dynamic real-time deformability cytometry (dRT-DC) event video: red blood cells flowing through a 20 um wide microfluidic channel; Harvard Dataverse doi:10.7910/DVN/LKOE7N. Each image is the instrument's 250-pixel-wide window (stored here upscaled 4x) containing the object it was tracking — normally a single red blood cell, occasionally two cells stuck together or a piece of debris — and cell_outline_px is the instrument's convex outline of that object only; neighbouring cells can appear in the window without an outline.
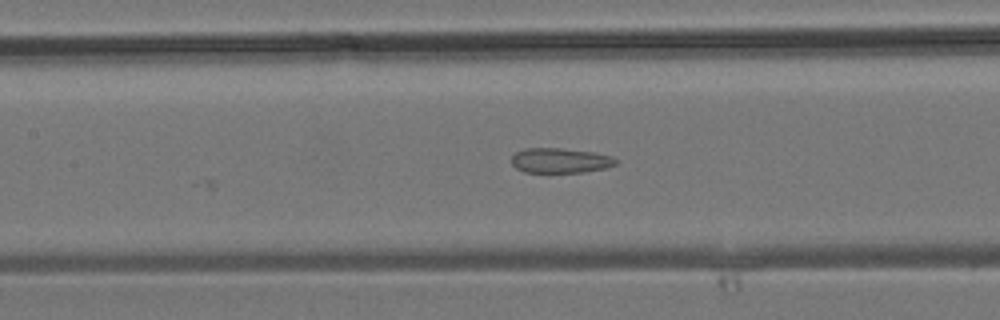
{"species": "common noctule bat (a hibernating species)", "species_latin": "Nyctalus noctula", "temperature_condition": "room temperature", "stored_images_in_passage": 19, "segment_of_instrument_passage": [2, 2], "camera_frame_rate_fps": 3000, "um_per_image_px": 0.085, "animal": {"sex": "male", "body_mass_g": 19.2, "forearm_length_mm": 51.8}, "frame": {"image": 1, "passage_image": 19, "time_ms": 6.0, "image_size_px": [1000, 320], "cell_outline_px": [[616, 164], [608, 168], [584, 172], [524, 172], [516, 168], [512, 164], [512, 156], [516, 152], [524, 148], [560, 148], [592, 152], [612, 156], [616, 160]], "centroid_in_image_um": [47.62, 13.64], "position_along_channel_um": 159.8, "area_um2": 15.14}}